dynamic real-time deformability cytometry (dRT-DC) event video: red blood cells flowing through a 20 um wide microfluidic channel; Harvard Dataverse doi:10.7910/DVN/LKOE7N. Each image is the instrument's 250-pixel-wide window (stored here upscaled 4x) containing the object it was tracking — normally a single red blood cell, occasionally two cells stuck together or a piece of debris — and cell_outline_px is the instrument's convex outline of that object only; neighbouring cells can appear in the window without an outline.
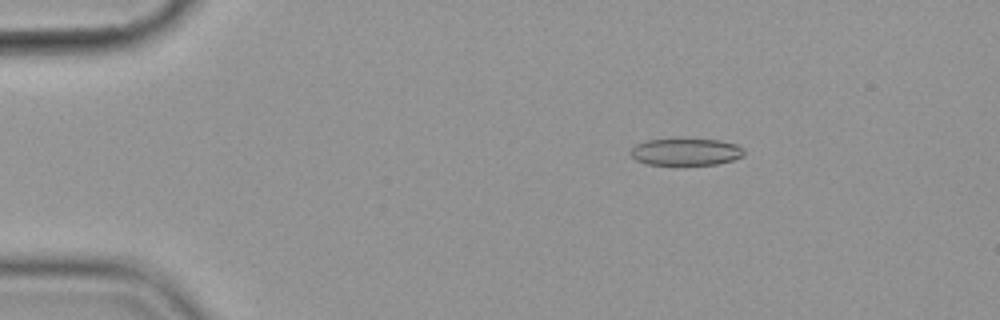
{"species": "common noctule bat (a hibernating species)", "species_latin": "Nyctalus noctula", "temperature_condition": "cold", "stored_images_in_passage": 5, "camera_frame_rate_fps": 3000, "um_per_image_px": 0.085, "animal": {"sex": "female", "body_mass_g": 19.9}, "frame": {"image": 1, "passage_image": 3, "time_ms": 3.0, "image_size_px": [1000, 320], "cell_outline_px": [[744, 156], [732, 160], [716, 164], [648, 164], [636, 160], [632, 156], [632, 148], [636, 144], [648, 140], [720, 140], [736, 144], [744, 152]], "centroid_in_image_um": [58.31, 12.91], "position_along_channel_um": 26.7, "area_um2": 17.28}}